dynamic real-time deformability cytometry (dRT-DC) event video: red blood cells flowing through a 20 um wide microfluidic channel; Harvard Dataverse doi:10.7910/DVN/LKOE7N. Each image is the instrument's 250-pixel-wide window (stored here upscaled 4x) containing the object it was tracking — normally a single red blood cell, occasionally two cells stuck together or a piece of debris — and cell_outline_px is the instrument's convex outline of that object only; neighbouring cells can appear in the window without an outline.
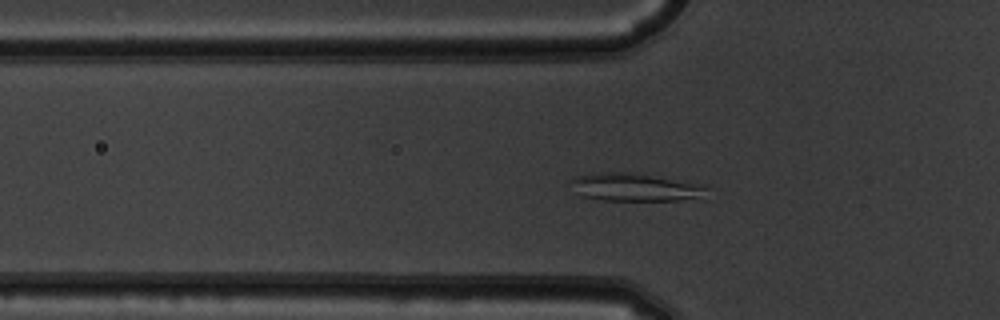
{"species": "common noctule bat (a hibernating species)", "species_latin": "Nyctalus noctula", "temperature_condition": "warm", "stored_images_in_passage": 51, "camera_frame_rate_fps": 3000, "um_per_image_px": 0.085, "animal": {"sex": "male", "body_mass_g": 19.5, "forearm_length_mm": 54.6}, "frame": {"image": 1, "passage_image": 16, "time_ms": 5.0, "image_size_px": [1000, 320], "cell_outline_px": [[708, 200], [604, 200], [580, 196], [568, 180], [576, 176], [600, 172], [620, 172], [708, 184]], "centroid_in_image_um": [54.12, 15.94], "position_along_channel_um": 71.7, "area_um2": 22.43}}
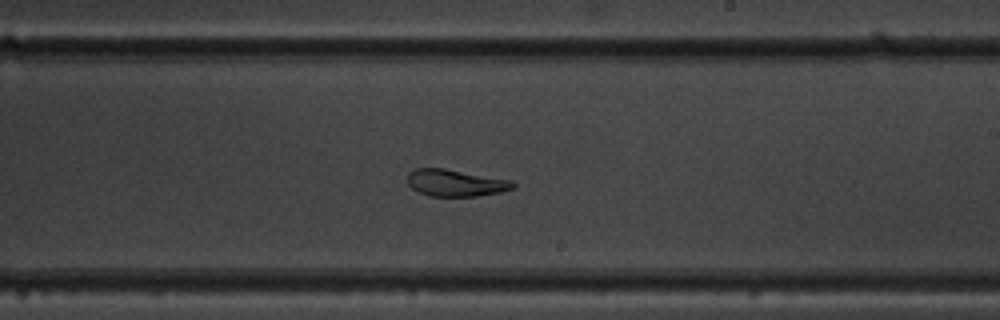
{"frame": {"image": 2, "passage_image": 30, "time_ms": 9.667, "image_size_px": [1000, 320], "cell_outline_px": [[516, 188], [500, 192], [476, 196], [428, 196], [412, 188], [408, 184], [408, 172], [416, 168], [444, 168], [512, 180], [516, 184]], "centroid_in_image_um": [38.74, 15.54], "position_along_channel_um": 250.3, "area_um2": 16.59}}
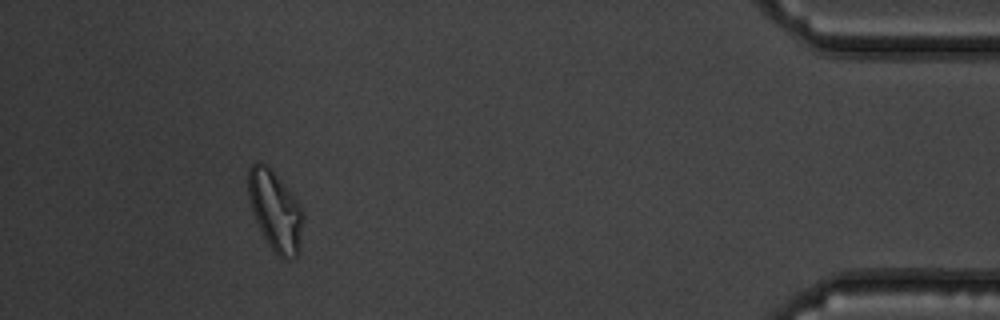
{"frame": {"image": 3, "passage_image": 47, "time_ms": 15.333, "image_size_px": [1000, 320], "cell_outline_px": [[304, 220], [300, 248], [296, 256], [292, 260], [284, 260], [276, 256], [268, 244], [252, 212], [248, 196], [248, 168], [256, 160], [260, 160], [268, 164], [272, 168], [300, 204], [304, 216]], "centroid_in_image_um": [23.41, 17.9], "position_along_channel_um": 411.8, "area_um2": 26.18}, "authors_computed_cell_mechanics": {"area_um2": 22.4264, "velocity_mm_per_s": 3.8297, "shape_relaxation_time_tau1_ms": 8.1888, "shape_relaxation_time_tau2_ms": 4.7284, "deformation_change_tau1": 0.2132, "deformation_change_tau2": 0.0759}}